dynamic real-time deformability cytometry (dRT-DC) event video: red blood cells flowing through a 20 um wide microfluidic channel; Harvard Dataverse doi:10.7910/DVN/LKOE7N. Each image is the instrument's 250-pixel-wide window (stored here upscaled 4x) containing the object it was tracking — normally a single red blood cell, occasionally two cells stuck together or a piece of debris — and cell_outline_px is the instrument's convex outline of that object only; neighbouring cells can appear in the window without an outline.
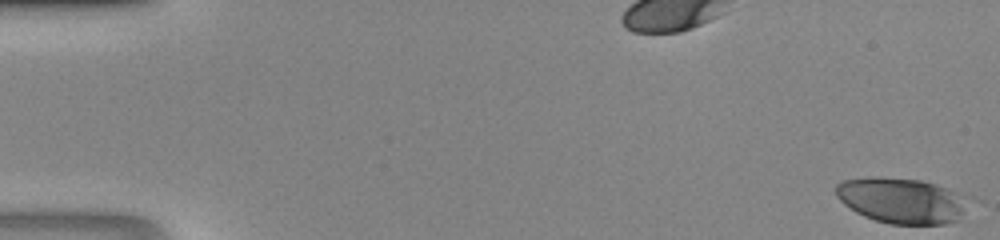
{"species": "human", "species_latin": "Homo sapiens", "temperature_condition": "room temperature", "stored_images_in_passage": 47, "camera_frame_rate_fps": 3000, "um_per_image_px": 0.085, "donor": {"sex": "male"}, "frame": {"image": 1, "passage_image": 1, "time_ms": 0.0, "image_size_px": [1000, 240], "cell_outline_px": [[972, 196], [960, 220], [944, 224], [892, 224], [876, 220], [864, 216], [856, 212], [844, 204], [836, 196], [836, 184], [840, 180], [872, 176], [876, 176], [920, 180], [936, 184]], "centroid_in_image_um": [76.7, 17.03], "position_along_channel_um": 8.3, "area_um2": 35.84}}
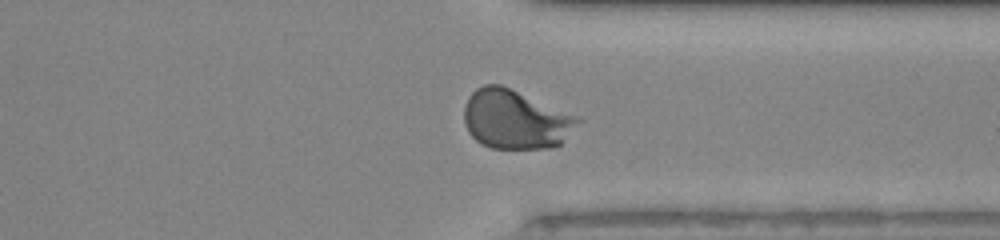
{"frame": {"image": 2, "passage_image": 37, "time_ms": 12.0, "image_size_px": [1000, 240], "cell_outline_px": [[584, 120], [560, 144], [552, 148], [492, 148], [480, 144], [468, 132], [464, 124], [464, 104], [468, 96], [476, 88], [484, 84], [500, 84], [576, 116]], "centroid_in_image_um": [43.78, 10.16], "position_along_channel_um": 367.6, "area_um2": 39.19}}
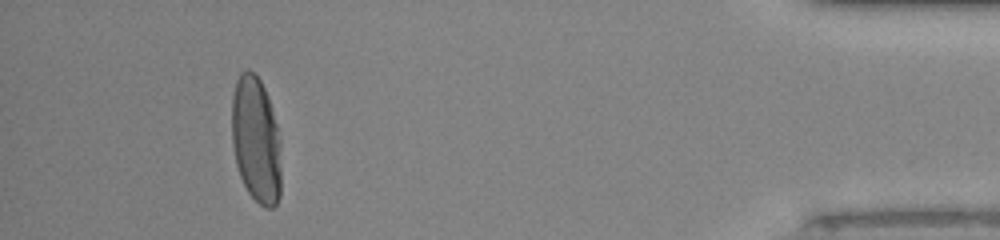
{"frame": {"image": 3, "passage_image": 44, "time_ms": 14.333, "image_size_px": [1000, 240], "cell_outline_px": [[280, 196], [276, 204], [272, 208], [264, 208], [248, 192], [240, 176], [236, 164], [232, 144], [232, 96], [236, 80], [240, 72], [244, 68], [248, 68], [260, 80], [264, 88], [276, 124], [280, 140]], "centroid_in_image_um": [21.74, 11.89], "position_along_channel_um": 413.5, "area_um2": 36.3}}